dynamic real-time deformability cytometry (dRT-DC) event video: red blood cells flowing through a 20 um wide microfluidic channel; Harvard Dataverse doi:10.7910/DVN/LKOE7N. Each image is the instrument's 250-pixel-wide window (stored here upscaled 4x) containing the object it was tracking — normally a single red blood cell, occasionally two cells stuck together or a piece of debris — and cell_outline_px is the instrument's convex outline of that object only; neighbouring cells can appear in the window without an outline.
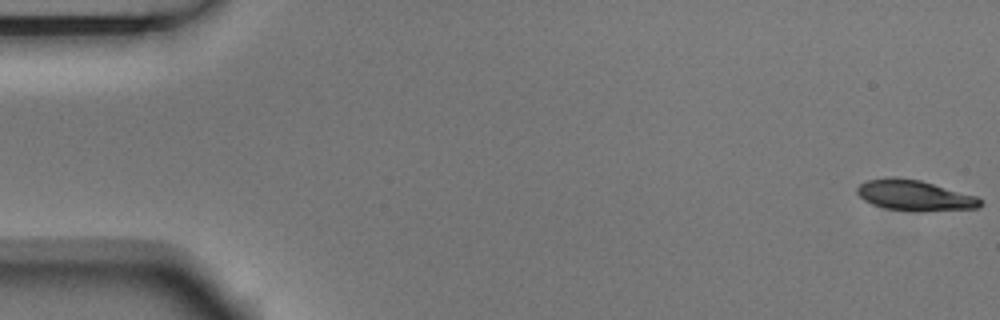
{"species": "Egyptian fruit bat (a non-hibernating species)", "species_latin": "Rousettus aegyptiacus", "temperature_condition": "room temperature", "stored_images_in_passage": 5, "camera_frame_rate_fps": 3000, "um_per_image_px": 0.085, "animal": {"sex": "male"}, "frame": {"image": 1, "passage_image": 1, "time_ms": 0.0, "image_size_px": [1000, 320], "cell_outline_px": [[984, 204], [980, 208], [924, 212], [920, 212], [884, 208], [872, 204], [864, 200], [856, 192], [856, 188], [860, 184], [868, 180], [888, 176], [896, 176], [920, 180], [976, 196], [984, 200]], "centroid_in_image_um": [77.77, 16.62], "position_along_channel_um": 7.2, "area_um2": 22.37}}
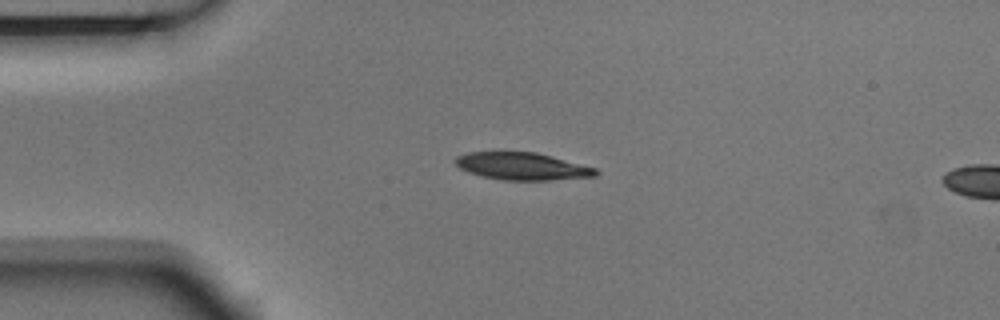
{"frame": {"image": 2, "passage_image": 4, "time_ms": 1.0, "image_size_px": [1000, 320], "cell_outline_px": [[600, 172], [596, 176], [548, 180], [504, 180], [484, 176], [468, 172], [460, 168], [452, 160], [456, 156], [468, 152], [536, 152], [596, 168]], "centroid_in_image_um": [44.36, 14.13], "position_along_channel_um": 40.6, "area_um2": 22.25}}